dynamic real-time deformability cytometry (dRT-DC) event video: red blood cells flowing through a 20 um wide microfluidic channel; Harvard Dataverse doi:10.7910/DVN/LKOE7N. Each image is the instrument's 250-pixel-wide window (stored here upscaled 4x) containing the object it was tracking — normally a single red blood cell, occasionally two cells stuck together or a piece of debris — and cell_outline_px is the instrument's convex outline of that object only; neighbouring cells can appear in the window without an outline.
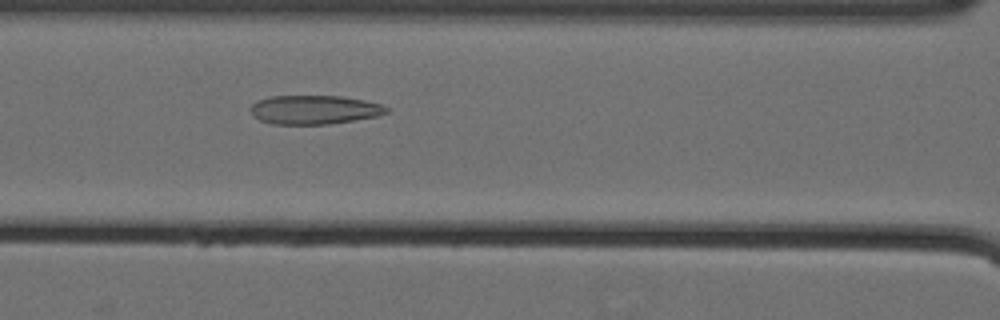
{"species": "Egyptian fruit bat (a non-hibernating species)", "species_latin": "Rousettus aegyptiacus", "temperature_condition": "cold", "stored_images_in_passage": 59, "camera_frame_rate_fps": 3000, "um_per_image_px": 0.085, "animal": {"sex": "female"}, "frame": {"image": 1, "passage_image": 29, "time_ms": 9.333, "image_size_px": [1000, 320], "cell_outline_px": [[388, 112], [380, 116], [328, 124], [272, 124], [260, 120], [252, 116], [252, 104], [260, 100], [272, 96], [340, 96], [364, 100], [380, 104], [388, 108]], "centroid_in_image_um": [26.74, 9.33], "position_along_channel_um": 139.9, "area_um2": 22.77}}
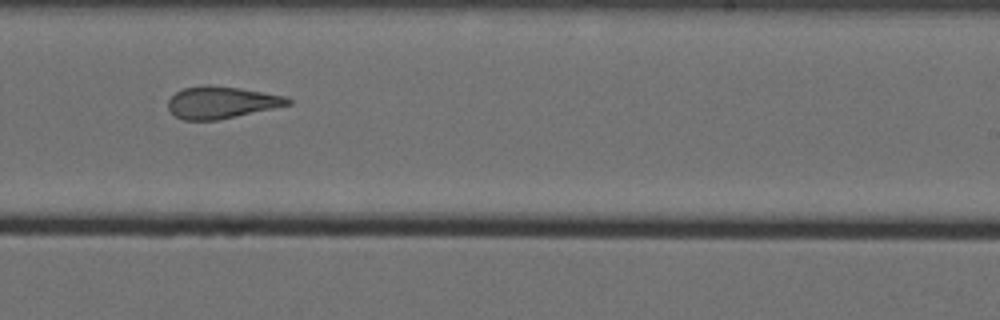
{"frame": {"image": 2, "passage_image": 40, "time_ms": 13.0, "image_size_px": [1000, 320], "cell_outline_px": [[292, 104], [216, 120], [184, 120], [176, 116], [168, 108], [168, 100], [176, 92], [184, 88], [208, 84], [240, 88], [284, 96], [292, 100]], "centroid_in_image_um": [18.8, 8.7], "position_along_channel_um": 270.2, "area_um2": 22.08}}
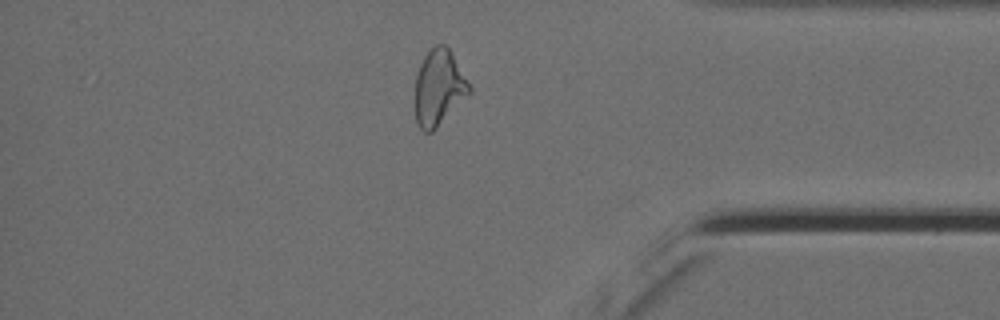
{"frame": {"image": 3, "passage_image": 52, "time_ms": 17.0, "image_size_px": [1000, 320], "cell_outline_px": [[472, 92], [432, 132], [424, 132], [416, 124], [416, 76], [420, 64], [424, 56], [436, 44], [444, 44], [448, 48], [472, 88]], "centroid_in_image_um": [37.3, 7.47], "position_along_channel_um": 397.9, "area_um2": 23.64}, "authors_computed_cell_mechanics": {"area_um2": 25.2008, "velocity_mm_per_s": 3.5678, "shape_relaxation_time_tau1_ms": null, "shape_relaxation_time_tau2_ms": 3.0133, "deformation_change_tau1": null, "deformation_change_tau2": 0.1177}}